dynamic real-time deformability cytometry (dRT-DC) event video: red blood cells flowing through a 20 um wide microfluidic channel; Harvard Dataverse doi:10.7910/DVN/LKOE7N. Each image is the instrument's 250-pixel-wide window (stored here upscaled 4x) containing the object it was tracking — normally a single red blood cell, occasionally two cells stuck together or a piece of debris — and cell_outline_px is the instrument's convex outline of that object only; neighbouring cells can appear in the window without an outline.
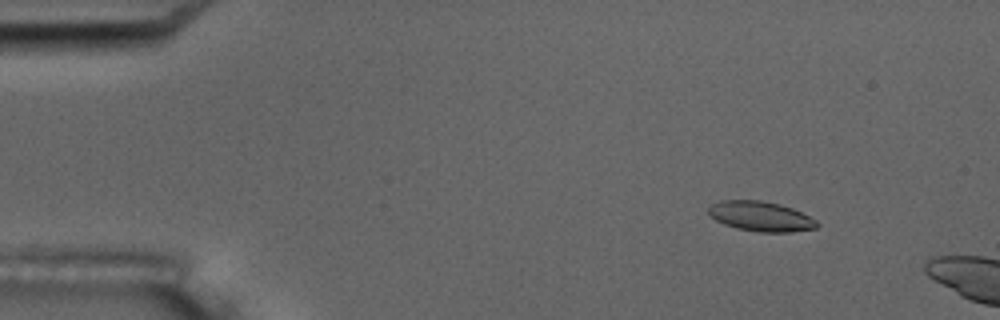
{"species": "common noctule bat (a hibernating species)", "species_latin": "Nyctalus noctula", "temperature_condition": "room temperature", "stored_images_in_passage": 4, "camera_frame_rate_fps": 3000, "um_per_image_px": 0.085, "animal": {"sex": "male", "body_mass_g": 17.5, "forearm_length_mm": 52.3}, "frame": {"image": 1, "passage_image": 2, "time_ms": 1.0, "image_size_px": [1000, 320], "cell_outline_px": [[820, 224], [816, 228], [788, 232], [760, 232], [736, 228], [724, 224], [716, 220], [708, 212], [708, 208], [712, 204], [720, 200], [760, 200], [780, 204], [792, 208], [816, 220]], "centroid_in_image_um": [64.66, 18.38], "position_along_channel_um": 20.3, "area_um2": 18.79}}